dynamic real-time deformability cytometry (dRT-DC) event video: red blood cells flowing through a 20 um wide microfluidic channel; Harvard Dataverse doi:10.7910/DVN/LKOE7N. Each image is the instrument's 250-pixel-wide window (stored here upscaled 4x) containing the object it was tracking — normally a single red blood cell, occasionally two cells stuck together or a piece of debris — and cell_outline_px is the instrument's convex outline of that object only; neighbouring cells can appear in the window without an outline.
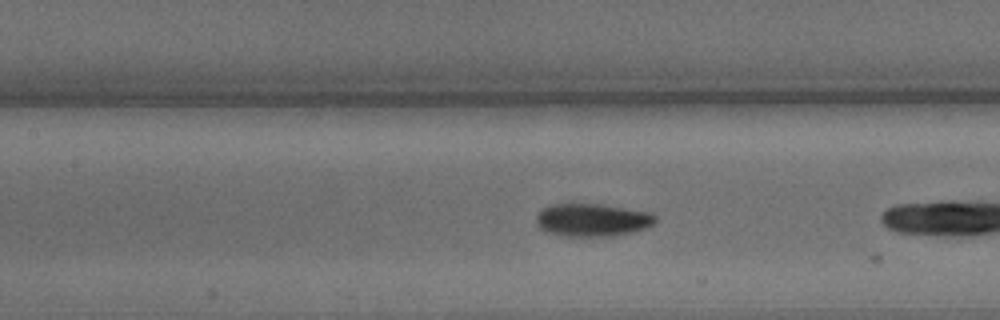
{"species": "common noctule bat (a hibernating species)", "species_latin": "Nyctalus noctula", "temperature_condition": "warm", "stored_images_in_passage": 9, "camera_frame_rate_fps": 3000, "um_per_image_px": 0.085, "animal": {"sex": "male", "body_mass_g": 15.6}, "frame": {"image": 1, "passage_image": 8, "time_ms": 2.333, "image_size_px": [1000, 320], "cell_outline_px": [[656, 220], [652, 224], [644, 228], [612, 236], [560, 236], [548, 232], [540, 228], [536, 224], [536, 216], [544, 208], [552, 204], [576, 200], [652, 212], [656, 216]], "centroid_in_image_um": [50.29, 18.65], "position_along_channel_um": 157.1, "area_um2": 23.41}}